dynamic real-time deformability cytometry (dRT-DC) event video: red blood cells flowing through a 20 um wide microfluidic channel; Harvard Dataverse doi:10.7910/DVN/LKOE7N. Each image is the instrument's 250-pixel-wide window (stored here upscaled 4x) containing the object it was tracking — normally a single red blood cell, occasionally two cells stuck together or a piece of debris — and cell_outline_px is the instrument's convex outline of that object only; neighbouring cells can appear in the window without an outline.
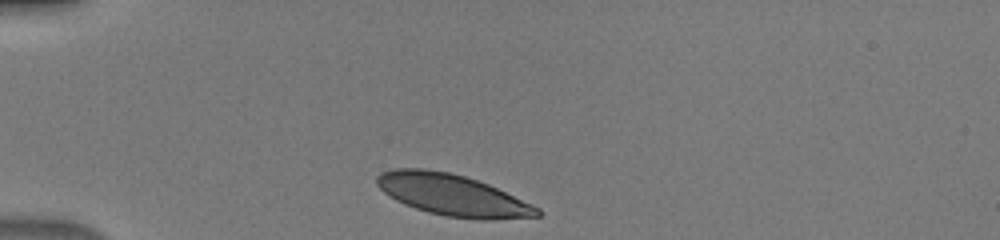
{"species": "human", "species_latin": "Homo sapiens", "temperature_condition": "warm", "stored_images_in_passage": 34, "camera_frame_rate_fps": 3000, "um_per_image_px": 0.085, "donor": {"sex": "male"}, "frame": {"image": 1, "passage_image": 1, "time_ms": 0.0, "image_size_px": [1000, 240], "cell_outline_px": [[540, 216], [492, 220], [484, 220], [448, 216], [428, 212], [404, 204], [396, 200], [384, 192], [376, 184], [376, 176], [380, 172], [396, 168], [424, 168], [448, 172], [464, 176], [488, 184], [532, 204], [540, 208]], "centroid_in_image_um": [38.45, 16.57], "position_along_channel_um": 46.6, "area_um2": 38.49}}
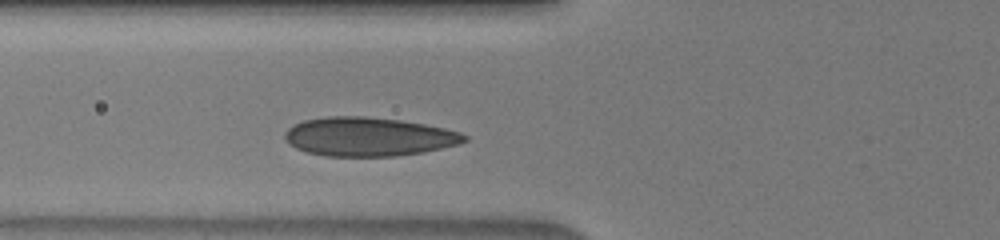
{"frame": {"image": 2, "passage_image": 7, "time_ms": 2.0, "image_size_px": [1000, 240], "cell_outline_px": [[468, 140], [460, 144], [424, 152], [396, 156], [328, 156], [304, 152], [288, 144], [284, 140], [284, 132], [288, 128], [304, 120], [328, 116], [364, 116], [400, 120], [424, 124], [444, 128], [460, 132], [468, 136]], "centroid_in_image_um": [31.32, 11.62], "position_along_channel_um": 94.5, "area_um2": 40.86}}
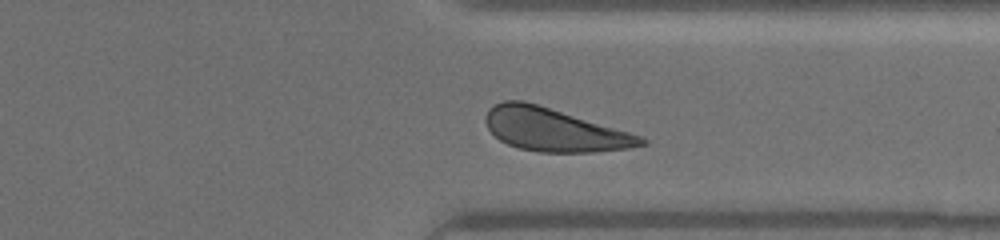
{"frame": {"image": 3, "passage_image": 27, "time_ms": 8.667, "image_size_px": [1000, 240], "cell_outline_px": [[648, 144], [628, 148], [592, 152], [540, 152], [520, 148], [508, 144], [500, 140], [488, 128], [484, 120], [484, 116], [488, 108], [504, 100], [524, 100], [628, 132], [640, 136], [648, 140]], "centroid_in_image_um": [47.06, 11.03], "position_along_channel_um": 364.3, "area_um2": 38.49}}